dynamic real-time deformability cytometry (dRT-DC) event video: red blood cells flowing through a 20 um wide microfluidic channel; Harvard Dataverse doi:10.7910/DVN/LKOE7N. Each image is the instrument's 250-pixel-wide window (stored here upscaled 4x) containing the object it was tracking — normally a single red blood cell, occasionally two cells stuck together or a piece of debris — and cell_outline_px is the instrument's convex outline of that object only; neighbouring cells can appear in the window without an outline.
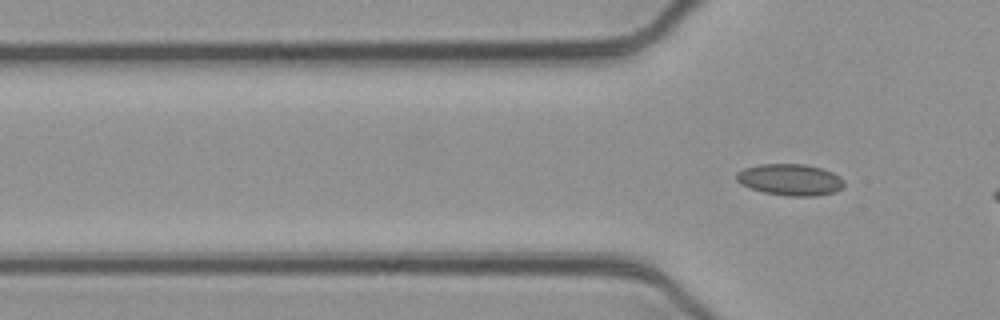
{"species": "common noctule bat (a hibernating species)", "species_latin": "Nyctalus noctula", "temperature_condition": "cold", "stored_images_in_passage": 7, "camera_frame_rate_fps": 3000, "um_per_image_px": 0.085, "animal": {"sex": "female", "body_mass_g": 21.9}, "frame": {"image": 1, "passage_image": 7, "time_ms": 2.0, "image_size_px": [1000, 320], "cell_outline_px": [[844, 184], [836, 192], [816, 196], [788, 196], [764, 192], [740, 184], [736, 180], [736, 172], [744, 168], [760, 164], [804, 164], [820, 168], [832, 172], [840, 176], [844, 180]], "centroid_in_image_um": [67.16, 15.27], "position_along_channel_um": 58.6, "area_um2": 19.77}}